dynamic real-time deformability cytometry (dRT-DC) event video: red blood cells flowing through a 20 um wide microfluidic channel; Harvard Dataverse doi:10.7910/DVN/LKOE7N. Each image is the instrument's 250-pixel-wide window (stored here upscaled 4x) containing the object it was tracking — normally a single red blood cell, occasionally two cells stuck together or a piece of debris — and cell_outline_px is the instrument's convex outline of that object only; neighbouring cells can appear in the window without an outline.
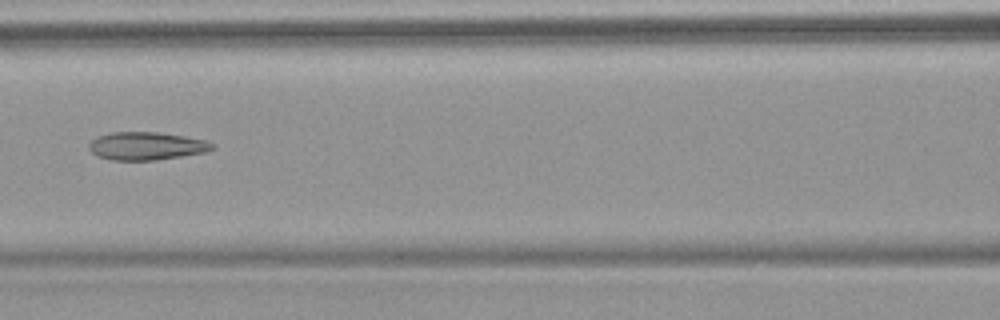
{"species": "common noctule bat (a hibernating species)", "species_latin": "Nyctalus noctula", "temperature_condition": "warm", "stored_images_in_passage": 7, "camera_frame_rate_fps": 3000, "um_per_image_px": 0.085, "animal": {"sex": "female", "body_mass_g": 18.4}, "frame": {"image": 1, "passage_image": 6, "time_ms": 6.0, "image_size_px": [1000, 320], "cell_outline_px": [[216, 148], [204, 152], [156, 160], [112, 160], [96, 156], [88, 148], [88, 144], [96, 136], [112, 132], [160, 132], [184, 136], [204, 140], [216, 144]], "centroid_in_image_um": [12.43, 12.4], "position_along_channel_um": 154.2, "area_um2": 20.17}}
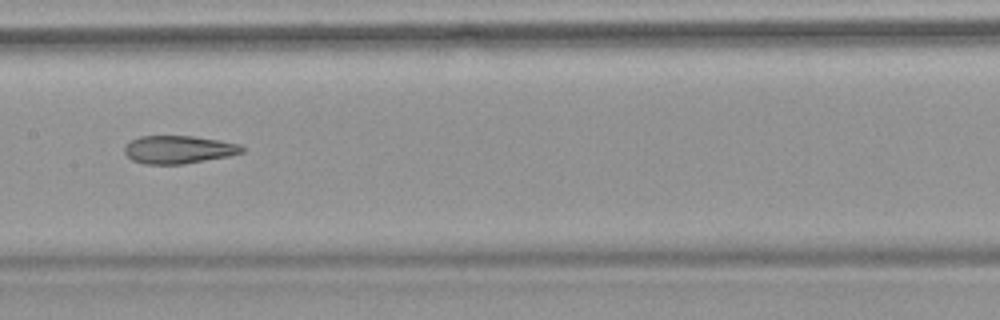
{"frame": {"image": 2, "passage_image": 7, "time_ms": 7.0, "image_size_px": [1000, 320], "cell_outline_px": [[244, 152], [228, 156], [184, 164], [144, 164], [132, 160], [124, 152], [124, 148], [132, 140], [140, 136], [192, 136], [240, 144], [244, 148]], "centroid_in_image_um": [15.17, 12.72], "position_along_channel_um": 192.2, "area_um2": 18.96}}